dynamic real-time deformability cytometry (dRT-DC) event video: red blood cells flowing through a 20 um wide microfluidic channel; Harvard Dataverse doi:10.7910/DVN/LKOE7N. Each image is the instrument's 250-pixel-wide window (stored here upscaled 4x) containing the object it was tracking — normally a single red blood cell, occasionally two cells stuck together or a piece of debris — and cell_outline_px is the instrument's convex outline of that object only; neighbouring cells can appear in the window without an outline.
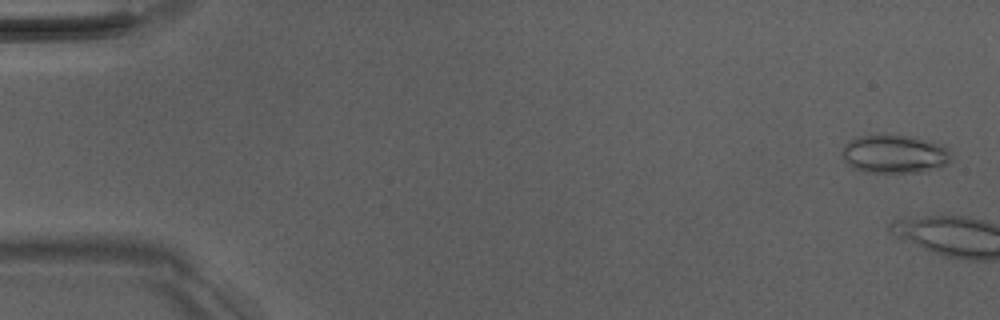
{"species": "Egyptian fruit bat (a non-hibernating species)", "species_latin": "Rousettus aegyptiacus", "temperature_condition": "room temperature", "stored_images_in_passage": 3, "camera_frame_rate_fps": 3000, "um_per_image_px": 0.085, "animal": {"sex": "male"}, "frame": {"image": 1, "passage_image": 1, "time_ms": 0.0, "image_size_px": [1000, 320], "cell_outline_px": [[952, 160], [948, 164], [924, 172], [864, 172], [852, 168], [844, 160], [840, 152], [844, 144], [848, 140], [860, 136], [876, 132], [880, 132], [916, 136], [932, 140], [944, 144], [952, 152]], "centroid_in_image_um": [76.05, 13.04], "position_along_channel_um": 8.9, "area_um2": 25.78}}